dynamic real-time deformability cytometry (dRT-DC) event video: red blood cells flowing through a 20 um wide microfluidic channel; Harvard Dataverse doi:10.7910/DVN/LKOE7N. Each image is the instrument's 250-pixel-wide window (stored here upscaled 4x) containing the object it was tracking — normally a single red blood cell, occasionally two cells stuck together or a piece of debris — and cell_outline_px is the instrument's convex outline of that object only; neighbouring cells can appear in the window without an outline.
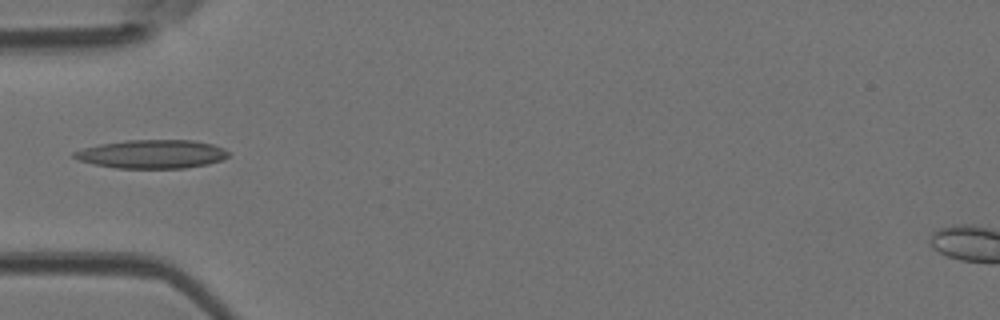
{"species": "Egyptian fruit bat (a non-hibernating species)", "species_latin": "Rousettus aegyptiacus", "temperature_condition": "room temperature", "stored_images_in_passage": 5, "camera_frame_rate_fps": 3000, "um_per_image_px": 0.085, "animal": {"sex": "female"}, "frame": {"image": 1, "passage_image": 4, "time_ms": 1.0, "image_size_px": [1000, 320], "cell_outline_px": [[228, 156], [220, 160], [208, 164], [184, 168], [116, 168], [92, 164], [80, 160], [72, 156], [72, 152], [84, 148], [100, 144], [124, 140], [192, 140], [212, 144], [224, 148], [228, 152]], "centroid_in_image_um": [12.9, 13.09], "position_along_channel_um": 72.1, "area_um2": 25.66}}